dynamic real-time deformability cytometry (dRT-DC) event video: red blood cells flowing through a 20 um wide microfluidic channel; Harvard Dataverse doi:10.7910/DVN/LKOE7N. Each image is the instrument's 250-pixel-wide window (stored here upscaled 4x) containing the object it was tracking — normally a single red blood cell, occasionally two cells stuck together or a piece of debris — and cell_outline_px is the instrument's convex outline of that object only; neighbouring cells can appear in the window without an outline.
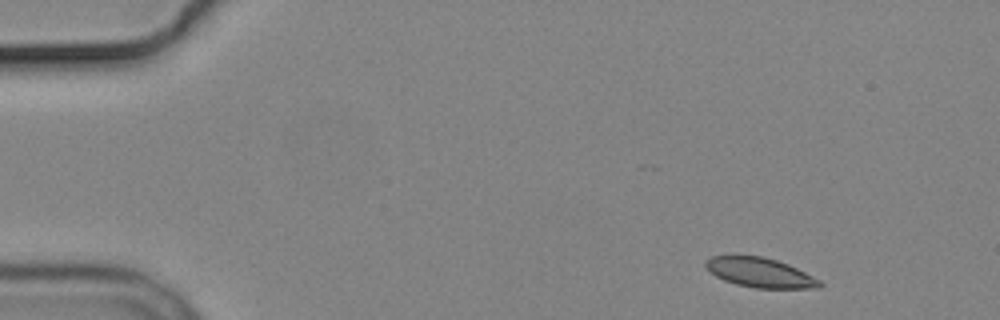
{"species": "common noctule bat (a hibernating species)", "species_latin": "Nyctalus noctula", "temperature_condition": "cold", "stored_images_in_passage": 5, "camera_frame_rate_fps": 3000, "um_per_image_px": 0.085, "animal": {"sex": "male", "body_mass_g": 19.2, "forearm_length_mm": 51.8}, "frame": {"image": 1, "passage_image": 1, "time_ms": 0.0, "image_size_px": [1000, 320], "cell_outline_px": [[824, 284], [820, 288], [756, 288], [736, 284], [724, 280], [716, 276], [704, 264], [704, 260], [712, 256], [764, 256], [788, 264], [820, 280]], "centroid_in_image_um": [64.62, 23.17], "position_along_channel_um": 20.4, "area_um2": 19.48}}
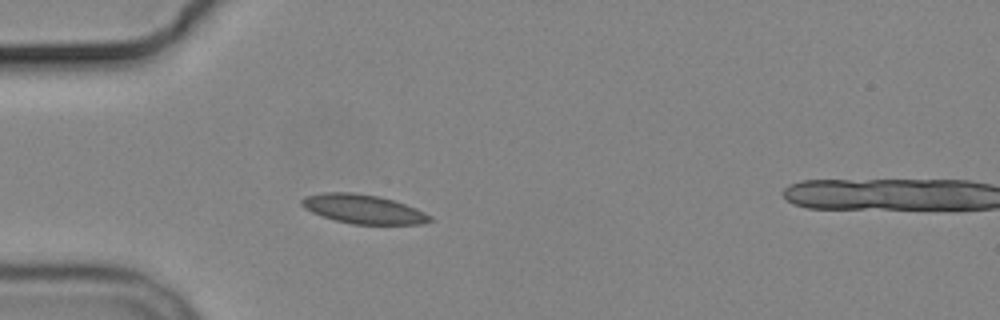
{"frame": {"image": 2, "passage_image": 4, "time_ms": 3.333, "image_size_px": [1000, 320], "cell_outline_px": [[432, 220], [420, 224], [352, 224], [320, 216], [304, 208], [300, 204], [300, 200], [304, 196], [324, 192], [352, 192], [380, 196], [416, 208], [432, 216]], "centroid_in_image_um": [30.83, 17.76], "position_along_channel_um": 54.2, "area_um2": 21.73}}